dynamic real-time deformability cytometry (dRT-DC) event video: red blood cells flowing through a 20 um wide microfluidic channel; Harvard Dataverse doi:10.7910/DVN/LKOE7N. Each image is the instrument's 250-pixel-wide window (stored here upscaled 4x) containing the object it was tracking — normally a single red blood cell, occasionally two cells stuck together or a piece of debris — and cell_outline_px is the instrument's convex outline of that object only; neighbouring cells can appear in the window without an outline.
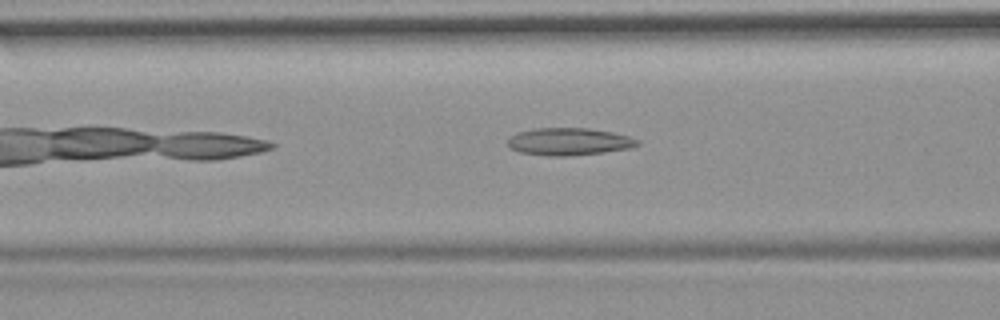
{"species": "common noctule bat (a hibernating species)", "species_latin": "Nyctalus noctula", "temperature_condition": "room temperature", "stored_images_in_passage": 32, "camera_frame_rate_fps": 3000, "um_per_image_px": 0.085, "animal": {"sex": "female", "body_mass_g": 19.9}, "frame": {"image": 1, "passage_image": 10, "time_ms": 3.0, "image_size_px": [1000, 320], "cell_outline_px": [[640, 144], [632, 148], [604, 152], [564, 156], [548, 156], [520, 152], [512, 148], [508, 144], [508, 140], [516, 132], [536, 128], [588, 128], [612, 132], [628, 136], [640, 140]], "centroid_in_image_um": [48.4, 12.03], "position_along_channel_um": 118.2, "area_um2": 20.63}}
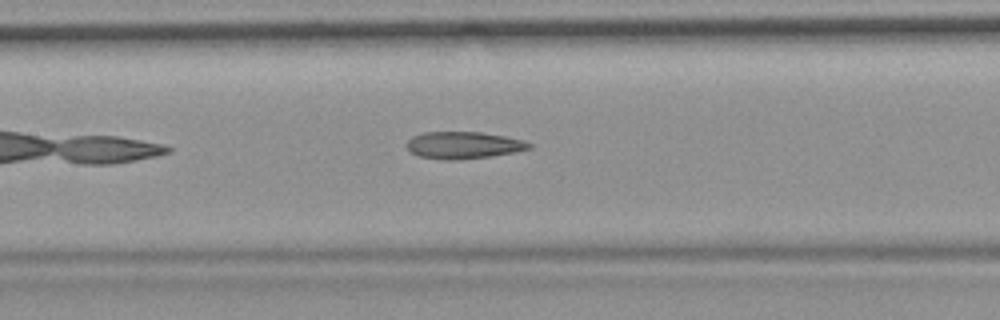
{"frame": {"image": 2, "passage_image": 14, "time_ms": 4.333, "image_size_px": [1000, 320], "cell_outline_px": [[532, 148], [516, 152], [492, 156], [460, 160], [444, 160], [420, 156], [412, 152], [408, 148], [408, 140], [412, 136], [424, 132], [480, 132], [504, 136], [524, 140], [532, 144]], "centroid_in_image_um": [39.44, 12.34], "position_along_channel_um": 168.0, "area_um2": 19.31}}